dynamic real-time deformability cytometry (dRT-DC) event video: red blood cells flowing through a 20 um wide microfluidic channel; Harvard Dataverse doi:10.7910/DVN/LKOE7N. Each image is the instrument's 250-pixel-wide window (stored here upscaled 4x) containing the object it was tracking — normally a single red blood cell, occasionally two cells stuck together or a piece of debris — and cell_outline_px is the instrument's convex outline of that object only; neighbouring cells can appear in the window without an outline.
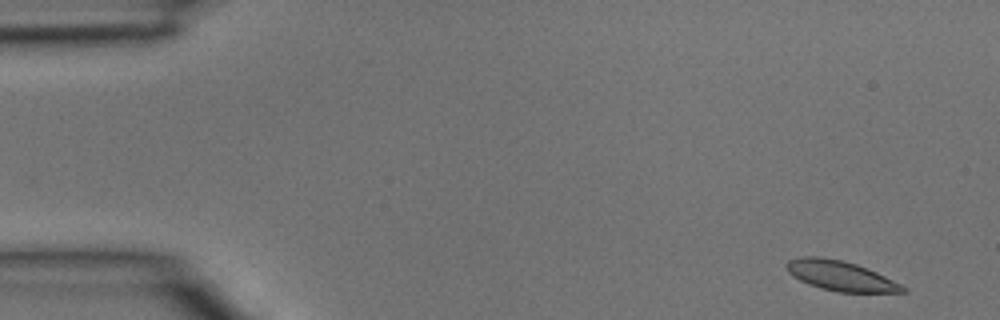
{"species": "common noctule bat (a hibernating species)", "species_latin": "Nyctalus noctula", "temperature_condition": "room temperature", "stored_images_in_passage": 5, "camera_frame_rate_fps": 3000, "um_per_image_px": 0.085, "animal": {"sex": "male", "body_mass_g": 15.6}, "frame": {"image": 1, "passage_image": 1, "time_ms": 0.0, "image_size_px": [1000, 320], "cell_outline_px": [[908, 292], [836, 292], [820, 288], [808, 284], [792, 276], [788, 272], [784, 264], [788, 260], [800, 256], [820, 256], [844, 260], [868, 268], [908, 288]], "centroid_in_image_um": [71.4, 23.43], "position_along_channel_um": 13.6, "area_um2": 20.46}}